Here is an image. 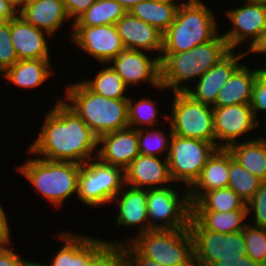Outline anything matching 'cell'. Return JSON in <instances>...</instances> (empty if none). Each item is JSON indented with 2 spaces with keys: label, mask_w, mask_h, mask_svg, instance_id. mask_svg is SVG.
<instances>
[{
  "label": "cell",
  "mask_w": 266,
  "mask_h": 266,
  "mask_svg": "<svg viewBox=\"0 0 266 266\" xmlns=\"http://www.w3.org/2000/svg\"><path fill=\"white\" fill-rule=\"evenodd\" d=\"M45 115L40 133L27 150L29 154L77 164L97 157L98 137L61 98Z\"/></svg>",
  "instance_id": "6da1fadb"
},
{
  "label": "cell",
  "mask_w": 266,
  "mask_h": 266,
  "mask_svg": "<svg viewBox=\"0 0 266 266\" xmlns=\"http://www.w3.org/2000/svg\"><path fill=\"white\" fill-rule=\"evenodd\" d=\"M230 51L226 40L218 33L212 40L188 51L161 53V86L171 89L172 93L184 92L189 87V81H197Z\"/></svg>",
  "instance_id": "7a4b0ae2"
},
{
  "label": "cell",
  "mask_w": 266,
  "mask_h": 266,
  "mask_svg": "<svg viewBox=\"0 0 266 266\" xmlns=\"http://www.w3.org/2000/svg\"><path fill=\"white\" fill-rule=\"evenodd\" d=\"M64 96L65 99L61 100L81 117L98 138L128 127V99L98 95L79 80L67 85Z\"/></svg>",
  "instance_id": "3957f363"
},
{
  "label": "cell",
  "mask_w": 266,
  "mask_h": 266,
  "mask_svg": "<svg viewBox=\"0 0 266 266\" xmlns=\"http://www.w3.org/2000/svg\"><path fill=\"white\" fill-rule=\"evenodd\" d=\"M163 33L162 53H180L212 40L219 32L214 10L202 0H185Z\"/></svg>",
  "instance_id": "277c9868"
},
{
  "label": "cell",
  "mask_w": 266,
  "mask_h": 266,
  "mask_svg": "<svg viewBox=\"0 0 266 266\" xmlns=\"http://www.w3.org/2000/svg\"><path fill=\"white\" fill-rule=\"evenodd\" d=\"M17 170L37 190L38 194L47 199L52 205L62 207L66 199L76 194L78 175L81 164L74 162L50 161L33 155Z\"/></svg>",
  "instance_id": "5b68a950"
},
{
  "label": "cell",
  "mask_w": 266,
  "mask_h": 266,
  "mask_svg": "<svg viewBox=\"0 0 266 266\" xmlns=\"http://www.w3.org/2000/svg\"><path fill=\"white\" fill-rule=\"evenodd\" d=\"M131 238V239H130ZM126 241L106 240V243H131L143 256L162 266H195L194 240L189 228L149 230L131 236Z\"/></svg>",
  "instance_id": "8992f818"
},
{
  "label": "cell",
  "mask_w": 266,
  "mask_h": 266,
  "mask_svg": "<svg viewBox=\"0 0 266 266\" xmlns=\"http://www.w3.org/2000/svg\"><path fill=\"white\" fill-rule=\"evenodd\" d=\"M125 186L124 169L106 164L98 157L81 164L77 197L90 208L112 204Z\"/></svg>",
  "instance_id": "52a82bcc"
},
{
  "label": "cell",
  "mask_w": 266,
  "mask_h": 266,
  "mask_svg": "<svg viewBox=\"0 0 266 266\" xmlns=\"http://www.w3.org/2000/svg\"><path fill=\"white\" fill-rule=\"evenodd\" d=\"M171 113L165 115L174 135L215 143L213 107L195 101L185 92H173Z\"/></svg>",
  "instance_id": "ba28073f"
},
{
  "label": "cell",
  "mask_w": 266,
  "mask_h": 266,
  "mask_svg": "<svg viewBox=\"0 0 266 266\" xmlns=\"http://www.w3.org/2000/svg\"><path fill=\"white\" fill-rule=\"evenodd\" d=\"M218 149L216 143L172 135L167 157L173 183L190 188L201 174L209 158Z\"/></svg>",
  "instance_id": "9c48e42d"
},
{
  "label": "cell",
  "mask_w": 266,
  "mask_h": 266,
  "mask_svg": "<svg viewBox=\"0 0 266 266\" xmlns=\"http://www.w3.org/2000/svg\"><path fill=\"white\" fill-rule=\"evenodd\" d=\"M184 189L183 194L175 186L147 189L149 230L189 228L191 203L188 188Z\"/></svg>",
  "instance_id": "30bf717a"
},
{
  "label": "cell",
  "mask_w": 266,
  "mask_h": 266,
  "mask_svg": "<svg viewBox=\"0 0 266 266\" xmlns=\"http://www.w3.org/2000/svg\"><path fill=\"white\" fill-rule=\"evenodd\" d=\"M189 229L194 240L195 266H211L223 258L246 255L243 231L222 234L205 230L192 217Z\"/></svg>",
  "instance_id": "8fae6325"
},
{
  "label": "cell",
  "mask_w": 266,
  "mask_h": 266,
  "mask_svg": "<svg viewBox=\"0 0 266 266\" xmlns=\"http://www.w3.org/2000/svg\"><path fill=\"white\" fill-rule=\"evenodd\" d=\"M244 2L245 5L243 4L242 7L228 9L225 13L233 26L222 34V37L231 50H235L243 42L248 43L249 50L260 39L266 28V3L247 0Z\"/></svg>",
  "instance_id": "7c38bea8"
},
{
  "label": "cell",
  "mask_w": 266,
  "mask_h": 266,
  "mask_svg": "<svg viewBox=\"0 0 266 266\" xmlns=\"http://www.w3.org/2000/svg\"><path fill=\"white\" fill-rule=\"evenodd\" d=\"M71 29V41L100 64L109 63L125 49L116 25L72 26Z\"/></svg>",
  "instance_id": "4fadbf2b"
},
{
  "label": "cell",
  "mask_w": 266,
  "mask_h": 266,
  "mask_svg": "<svg viewBox=\"0 0 266 266\" xmlns=\"http://www.w3.org/2000/svg\"><path fill=\"white\" fill-rule=\"evenodd\" d=\"M213 123L215 143L218 148L225 149L242 141L240 137H247L246 133L249 134L260 125L254 117L250 104L213 107Z\"/></svg>",
  "instance_id": "5bb4252c"
},
{
  "label": "cell",
  "mask_w": 266,
  "mask_h": 266,
  "mask_svg": "<svg viewBox=\"0 0 266 266\" xmlns=\"http://www.w3.org/2000/svg\"><path fill=\"white\" fill-rule=\"evenodd\" d=\"M109 65L118 72L127 87L144 82L160 91L166 90L160 83V59L149 57L146 51L124 49Z\"/></svg>",
  "instance_id": "9a60e30c"
},
{
  "label": "cell",
  "mask_w": 266,
  "mask_h": 266,
  "mask_svg": "<svg viewBox=\"0 0 266 266\" xmlns=\"http://www.w3.org/2000/svg\"><path fill=\"white\" fill-rule=\"evenodd\" d=\"M247 51L235 54L231 50L224 58L210 68L196 82L195 86L188 87L184 92L195 101L201 102L211 107H215L218 92L234 71L241 65L239 62Z\"/></svg>",
  "instance_id": "2e32d148"
},
{
  "label": "cell",
  "mask_w": 266,
  "mask_h": 266,
  "mask_svg": "<svg viewBox=\"0 0 266 266\" xmlns=\"http://www.w3.org/2000/svg\"><path fill=\"white\" fill-rule=\"evenodd\" d=\"M139 154L125 169V185L137 189L170 186L167 158Z\"/></svg>",
  "instance_id": "e0dca14e"
},
{
  "label": "cell",
  "mask_w": 266,
  "mask_h": 266,
  "mask_svg": "<svg viewBox=\"0 0 266 266\" xmlns=\"http://www.w3.org/2000/svg\"><path fill=\"white\" fill-rule=\"evenodd\" d=\"M58 235L64 244L53 255L47 265L37 262V266H89L91 257L106 243L102 238L62 231Z\"/></svg>",
  "instance_id": "ac0fdd59"
},
{
  "label": "cell",
  "mask_w": 266,
  "mask_h": 266,
  "mask_svg": "<svg viewBox=\"0 0 266 266\" xmlns=\"http://www.w3.org/2000/svg\"><path fill=\"white\" fill-rule=\"evenodd\" d=\"M139 154L135 128L127 127L98 138L97 157L106 164L125 169Z\"/></svg>",
  "instance_id": "d6986e66"
},
{
  "label": "cell",
  "mask_w": 266,
  "mask_h": 266,
  "mask_svg": "<svg viewBox=\"0 0 266 266\" xmlns=\"http://www.w3.org/2000/svg\"><path fill=\"white\" fill-rule=\"evenodd\" d=\"M118 34L125 49L140 50L146 52H158L161 58L163 49V33L156 27L132 16L127 12L116 22Z\"/></svg>",
  "instance_id": "ffe728a7"
},
{
  "label": "cell",
  "mask_w": 266,
  "mask_h": 266,
  "mask_svg": "<svg viewBox=\"0 0 266 266\" xmlns=\"http://www.w3.org/2000/svg\"><path fill=\"white\" fill-rule=\"evenodd\" d=\"M47 32L26 22L18 14L11 19V40L19 60L50 59Z\"/></svg>",
  "instance_id": "44dd1931"
},
{
  "label": "cell",
  "mask_w": 266,
  "mask_h": 266,
  "mask_svg": "<svg viewBox=\"0 0 266 266\" xmlns=\"http://www.w3.org/2000/svg\"><path fill=\"white\" fill-rule=\"evenodd\" d=\"M125 188V189H124ZM117 203L115 223L117 226L137 227L139 235L149 231L147 213V189H137L125 185L112 201Z\"/></svg>",
  "instance_id": "7402d4cb"
},
{
  "label": "cell",
  "mask_w": 266,
  "mask_h": 266,
  "mask_svg": "<svg viewBox=\"0 0 266 266\" xmlns=\"http://www.w3.org/2000/svg\"><path fill=\"white\" fill-rule=\"evenodd\" d=\"M18 15L50 36L58 33L65 22H70L62 0H28Z\"/></svg>",
  "instance_id": "603a6c76"
},
{
  "label": "cell",
  "mask_w": 266,
  "mask_h": 266,
  "mask_svg": "<svg viewBox=\"0 0 266 266\" xmlns=\"http://www.w3.org/2000/svg\"><path fill=\"white\" fill-rule=\"evenodd\" d=\"M229 151L218 148L203 167L200 176L188 189L190 203H194L204 192L228 187Z\"/></svg>",
  "instance_id": "cb8c5ba5"
},
{
  "label": "cell",
  "mask_w": 266,
  "mask_h": 266,
  "mask_svg": "<svg viewBox=\"0 0 266 266\" xmlns=\"http://www.w3.org/2000/svg\"><path fill=\"white\" fill-rule=\"evenodd\" d=\"M259 75L258 68L240 65L218 92L215 107L250 104L253 85Z\"/></svg>",
  "instance_id": "d4e9b609"
},
{
  "label": "cell",
  "mask_w": 266,
  "mask_h": 266,
  "mask_svg": "<svg viewBox=\"0 0 266 266\" xmlns=\"http://www.w3.org/2000/svg\"><path fill=\"white\" fill-rule=\"evenodd\" d=\"M51 65V59L19 60L1 76L16 87L34 89L53 76Z\"/></svg>",
  "instance_id": "484cf974"
},
{
  "label": "cell",
  "mask_w": 266,
  "mask_h": 266,
  "mask_svg": "<svg viewBox=\"0 0 266 266\" xmlns=\"http://www.w3.org/2000/svg\"><path fill=\"white\" fill-rule=\"evenodd\" d=\"M233 159L251 174L266 182V139L253 137L229 146Z\"/></svg>",
  "instance_id": "4316f807"
},
{
  "label": "cell",
  "mask_w": 266,
  "mask_h": 266,
  "mask_svg": "<svg viewBox=\"0 0 266 266\" xmlns=\"http://www.w3.org/2000/svg\"><path fill=\"white\" fill-rule=\"evenodd\" d=\"M191 217L203 229L222 234L242 231L248 224L247 220L250 219L247 210L191 211Z\"/></svg>",
  "instance_id": "83f0119b"
},
{
  "label": "cell",
  "mask_w": 266,
  "mask_h": 266,
  "mask_svg": "<svg viewBox=\"0 0 266 266\" xmlns=\"http://www.w3.org/2000/svg\"><path fill=\"white\" fill-rule=\"evenodd\" d=\"M179 6L143 0L133 6L129 13L164 33L174 22Z\"/></svg>",
  "instance_id": "f1b7e54d"
},
{
  "label": "cell",
  "mask_w": 266,
  "mask_h": 266,
  "mask_svg": "<svg viewBox=\"0 0 266 266\" xmlns=\"http://www.w3.org/2000/svg\"><path fill=\"white\" fill-rule=\"evenodd\" d=\"M246 202L229 187L204 192L194 203L191 211L229 212L247 210Z\"/></svg>",
  "instance_id": "f546056e"
},
{
  "label": "cell",
  "mask_w": 266,
  "mask_h": 266,
  "mask_svg": "<svg viewBox=\"0 0 266 266\" xmlns=\"http://www.w3.org/2000/svg\"><path fill=\"white\" fill-rule=\"evenodd\" d=\"M126 13L115 0H96L72 26L115 25Z\"/></svg>",
  "instance_id": "4dcf8cb0"
},
{
  "label": "cell",
  "mask_w": 266,
  "mask_h": 266,
  "mask_svg": "<svg viewBox=\"0 0 266 266\" xmlns=\"http://www.w3.org/2000/svg\"><path fill=\"white\" fill-rule=\"evenodd\" d=\"M102 65L105 67L98 71L94 78L81 79V81L98 95L111 99H128L129 97L124 93L129 87L122 81L118 72L109 63H102Z\"/></svg>",
  "instance_id": "1f68e13d"
},
{
  "label": "cell",
  "mask_w": 266,
  "mask_h": 266,
  "mask_svg": "<svg viewBox=\"0 0 266 266\" xmlns=\"http://www.w3.org/2000/svg\"><path fill=\"white\" fill-rule=\"evenodd\" d=\"M264 183L259 177L251 174L247 169L235 161L229 152V181L232 189L246 204L253 198L258 188Z\"/></svg>",
  "instance_id": "d6a6232c"
},
{
  "label": "cell",
  "mask_w": 266,
  "mask_h": 266,
  "mask_svg": "<svg viewBox=\"0 0 266 266\" xmlns=\"http://www.w3.org/2000/svg\"><path fill=\"white\" fill-rule=\"evenodd\" d=\"M166 133V131L164 132L162 129H156L155 127L138 129L139 153L141 155L167 158L170 140L173 135L171 127L170 132Z\"/></svg>",
  "instance_id": "836d02e7"
},
{
  "label": "cell",
  "mask_w": 266,
  "mask_h": 266,
  "mask_svg": "<svg viewBox=\"0 0 266 266\" xmlns=\"http://www.w3.org/2000/svg\"><path fill=\"white\" fill-rule=\"evenodd\" d=\"M158 105L155 99L140 98L137 101L128 98V127L136 130L156 127L158 122Z\"/></svg>",
  "instance_id": "e575fe53"
},
{
  "label": "cell",
  "mask_w": 266,
  "mask_h": 266,
  "mask_svg": "<svg viewBox=\"0 0 266 266\" xmlns=\"http://www.w3.org/2000/svg\"><path fill=\"white\" fill-rule=\"evenodd\" d=\"M242 231L246 255L252 260L266 264V229L248 223Z\"/></svg>",
  "instance_id": "d590c367"
},
{
  "label": "cell",
  "mask_w": 266,
  "mask_h": 266,
  "mask_svg": "<svg viewBox=\"0 0 266 266\" xmlns=\"http://www.w3.org/2000/svg\"><path fill=\"white\" fill-rule=\"evenodd\" d=\"M89 266H127L125 243H105L91 257Z\"/></svg>",
  "instance_id": "8d00e7d4"
},
{
  "label": "cell",
  "mask_w": 266,
  "mask_h": 266,
  "mask_svg": "<svg viewBox=\"0 0 266 266\" xmlns=\"http://www.w3.org/2000/svg\"><path fill=\"white\" fill-rule=\"evenodd\" d=\"M17 61L19 59L11 40V20L0 22V75H3Z\"/></svg>",
  "instance_id": "74e56055"
},
{
  "label": "cell",
  "mask_w": 266,
  "mask_h": 266,
  "mask_svg": "<svg viewBox=\"0 0 266 266\" xmlns=\"http://www.w3.org/2000/svg\"><path fill=\"white\" fill-rule=\"evenodd\" d=\"M247 212L252 218L253 226L266 229V182L256 191L253 198L247 203Z\"/></svg>",
  "instance_id": "f35d334b"
},
{
  "label": "cell",
  "mask_w": 266,
  "mask_h": 266,
  "mask_svg": "<svg viewBox=\"0 0 266 266\" xmlns=\"http://www.w3.org/2000/svg\"><path fill=\"white\" fill-rule=\"evenodd\" d=\"M250 106L255 119L260 124L258 119V115L260 114L258 113L259 111L266 112V79H264L261 75H258L254 82Z\"/></svg>",
  "instance_id": "ab89813d"
},
{
  "label": "cell",
  "mask_w": 266,
  "mask_h": 266,
  "mask_svg": "<svg viewBox=\"0 0 266 266\" xmlns=\"http://www.w3.org/2000/svg\"><path fill=\"white\" fill-rule=\"evenodd\" d=\"M11 248V245L0 248V266H37L36 261L22 258L21 254L16 253Z\"/></svg>",
  "instance_id": "60d3db41"
},
{
  "label": "cell",
  "mask_w": 266,
  "mask_h": 266,
  "mask_svg": "<svg viewBox=\"0 0 266 266\" xmlns=\"http://www.w3.org/2000/svg\"><path fill=\"white\" fill-rule=\"evenodd\" d=\"M125 249L127 253V266H162L155 260L143 256L130 242L125 243Z\"/></svg>",
  "instance_id": "b9f144b4"
},
{
  "label": "cell",
  "mask_w": 266,
  "mask_h": 266,
  "mask_svg": "<svg viewBox=\"0 0 266 266\" xmlns=\"http://www.w3.org/2000/svg\"><path fill=\"white\" fill-rule=\"evenodd\" d=\"M69 19L74 23L96 0H62ZM73 19V20H72Z\"/></svg>",
  "instance_id": "7bdbcfd3"
},
{
  "label": "cell",
  "mask_w": 266,
  "mask_h": 266,
  "mask_svg": "<svg viewBox=\"0 0 266 266\" xmlns=\"http://www.w3.org/2000/svg\"><path fill=\"white\" fill-rule=\"evenodd\" d=\"M4 207L0 204V248L8 247L12 244L11 228Z\"/></svg>",
  "instance_id": "ee69618b"
},
{
  "label": "cell",
  "mask_w": 266,
  "mask_h": 266,
  "mask_svg": "<svg viewBox=\"0 0 266 266\" xmlns=\"http://www.w3.org/2000/svg\"><path fill=\"white\" fill-rule=\"evenodd\" d=\"M211 266H266V264L252 260L249 256L244 255L239 258H223Z\"/></svg>",
  "instance_id": "f6af8a7d"
},
{
  "label": "cell",
  "mask_w": 266,
  "mask_h": 266,
  "mask_svg": "<svg viewBox=\"0 0 266 266\" xmlns=\"http://www.w3.org/2000/svg\"><path fill=\"white\" fill-rule=\"evenodd\" d=\"M17 14L6 0H0V22L10 21Z\"/></svg>",
  "instance_id": "bcb514c9"
},
{
  "label": "cell",
  "mask_w": 266,
  "mask_h": 266,
  "mask_svg": "<svg viewBox=\"0 0 266 266\" xmlns=\"http://www.w3.org/2000/svg\"><path fill=\"white\" fill-rule=\"evenodd\" d=\"M260 54V55H266V28L263 31V33L261 34L260 39L256 42V44L250 48L249 50H247V54Z\"/></svg>",
  "instance_id": "7dc6e473"
},
{
  "label": "cell",
  "mask_w": 266,
  "mask_h": 266,
  "mask_svg": "<svg viewBox=\"0 0 266 266\" xmlns=\"http://www.w3.org/2000/svg\"><path fill=\"white\" fill-rule=\"evenodd\" d=\"M118 4H120L127 12H129V10L135 6L136 4H138L139 2L143 1V0H115Z\"/></svg>",
  "instance_id": "c3c4849f"
},
{
  "label": "cell",
  "mask_w": 266,
  "mask_h": 266,
  "mask_svg": "<svg viewBox=\"0 0 266 266\" xmlns=\"http://www.w3.org/2000/svg\"><path fill=\"white\" fill-rule=\"evenodd\" d=\"M13 9L18 13L26 4L28 0H6Z\"/></svg>",
  "instance_id": "681fc988"
},
{
  "label": "cell",
  "mask_w": 266,
  "mask_h": 266,
  "mask_svg": "<svg viewBox=\"0 0 266 266\" xmlns=\"http://www.w3.org/2000/svg\"><path fill=\"white\" fill-rule=\"evenodd\" d=\"M153 1H156V2H159V3H164V4H170V5H182L183 3H185V1H181L180 3L179 0L176 1V0H153Z\"/></svg>",
  "instance_id": "f907efd6"
},
{
  "label": "cell",
  "mask_w": 266,
  "mask_h": 266,
  "mask_svg": "<svg viewBox=\"0 0 266 266\" xmlns=\"http://www.w3.org/2000/svg\"><path fill=\"white\" fill-rule=\"evenodd\" d=\"M265 58V63L263 64V66L261 67H258V70H259V75H261L264 79H266V56L264 57Z\"/></svg>",
  "instance_id": "816d5d0a"
},
{
  "label": "cell",
  "mask_w": 266,
  "mask_h": 266,
  "mask_svg": "<svg viewBox=\"0 0 266 266\" xmlns=\"http://www.w3.org/2000/svg\"><path fill=\"white\" fill-rule=\"evenodd\" d=\"M247 1H251V2H265L266 3V0H247Z\"/></svg>",
  "instance_id": "f5cc1de1"
}]
</instances>
